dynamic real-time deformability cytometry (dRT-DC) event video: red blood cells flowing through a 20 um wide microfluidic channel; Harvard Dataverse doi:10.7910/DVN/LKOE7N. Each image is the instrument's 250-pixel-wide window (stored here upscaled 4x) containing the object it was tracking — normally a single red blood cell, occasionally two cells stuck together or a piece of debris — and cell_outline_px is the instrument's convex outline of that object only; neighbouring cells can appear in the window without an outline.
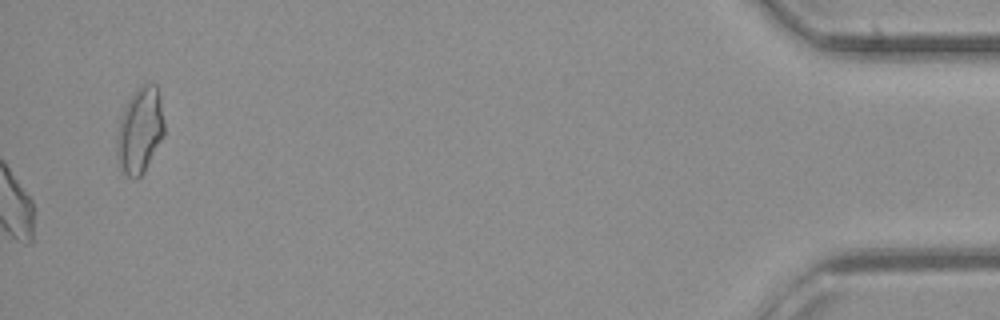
{"species": "common noctule bat (a hibernating species)", "species_latin": "Nyctalus noctula", "temperature_condition": "cold", "stored_images_in_passage": 32, "camera_frame_rate_fps": 3000, "um_per_image_px": 0.085, "animal": {"sex": "female", "body_mass_g": 21.9}, "frame": {"image": 1, "passage_image": 32, "time_ms": 10.333, "image_size_px": [1000, 320], "cell_outline_px": [[164, 136], [144, 172], [136, 180], [132, 180], [120, 168], [116, 156], [116, 140], [120, 116], [128, 100], [140, 84], [156, 84], [160, 96], [164, 124]], "centroid_in_image_um": [11.88, 11.1], "position_along_channel_um": 423.3, "area_um2": 23.99}}